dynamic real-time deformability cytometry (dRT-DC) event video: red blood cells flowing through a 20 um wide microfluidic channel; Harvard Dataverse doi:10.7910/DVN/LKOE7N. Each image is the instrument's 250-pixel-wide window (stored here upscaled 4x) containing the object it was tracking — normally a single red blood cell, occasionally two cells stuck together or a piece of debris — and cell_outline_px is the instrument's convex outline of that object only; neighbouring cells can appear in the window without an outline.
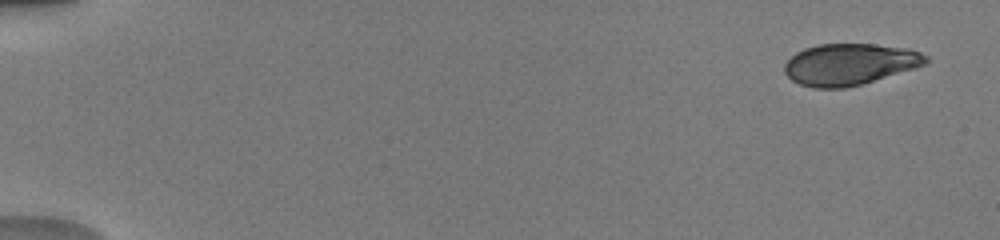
{"species": "human", "species_latin": "Homo sapiens", "temperature_condition": "warm", "stored_images_in_passage": 7, "camera_frame_rate_fps": 3000, "um_per_image_px": 0.085, "donor": {"sex": "male"}, "frame": {"image": 1, "passage_image": 1, "time_ms": 0.0, "image_size_px": [1000, 240], "cell_outline_px": [[928, 64], [916, 68], [860, 84], [844, 88], [812, 88], [800, 84], [792, 80], [784, 72], [784, 64], [796, 52], [804, 48], [820, 44], [876, 44], [908, 48], [920, 52], [928, 56]], "centroid_in_image_um": [72.23, 5.46], "position_along_channel_um": 12.8, "area_um2": 34.22}}
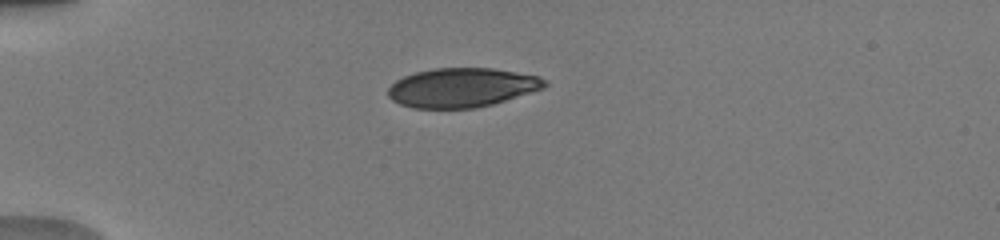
{"frame": {"image": 2, "passage_image": 5, "time_ms": 4.0, "image_size_px": [1000, 240], "cell_outline_px": [[548, 84], [544, 88], [532, 92], [492, 104], [476, 108], [412, 108], [400, 104], [392, 100], [388, 96], [388, 88], [396, 80], [404, 76], [416, 72], [436, 68], [492, 68], [540, 76]], "centroid_in_image_um": [39.26, 7.44], "position_along_channel_um": 45.7, "area_um2": 35.72}}